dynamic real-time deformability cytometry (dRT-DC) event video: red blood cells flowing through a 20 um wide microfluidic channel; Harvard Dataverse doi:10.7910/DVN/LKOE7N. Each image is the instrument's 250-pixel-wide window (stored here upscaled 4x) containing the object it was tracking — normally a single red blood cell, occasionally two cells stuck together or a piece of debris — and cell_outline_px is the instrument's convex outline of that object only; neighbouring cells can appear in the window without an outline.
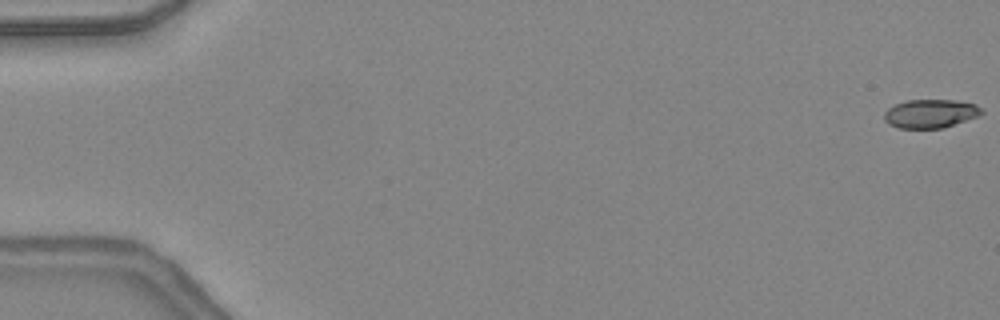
{"species": "common noctule bat (a hibernating species)", "species_latin": "Nyctalus noctula", "temperature_condition": "warm", "stored_images_in_passage": 48, "camera_frame_rate_fps": 3000, "um_per_image_px": 0.085, "animal": {"sex": "female", "body_mass_g": 24.6, "forearm_length_mm": 56.2}, "frame": {"image": 1, "passage_image": 1, "time_ms": 0.0, "image_size_px": [1000, 320], "cell_outline_px": [[984, 112], [976, 116], [944, 128], [900, 128], [888, 124], [884, 120], [884, 112], [888, 108], [896, 104], [908, 100], [956, 100], [976, 104]], "centroid_in_image_um": [79.06, 9.65], "position_along_channel_um": 5.9, "area_um2": 16.13}}
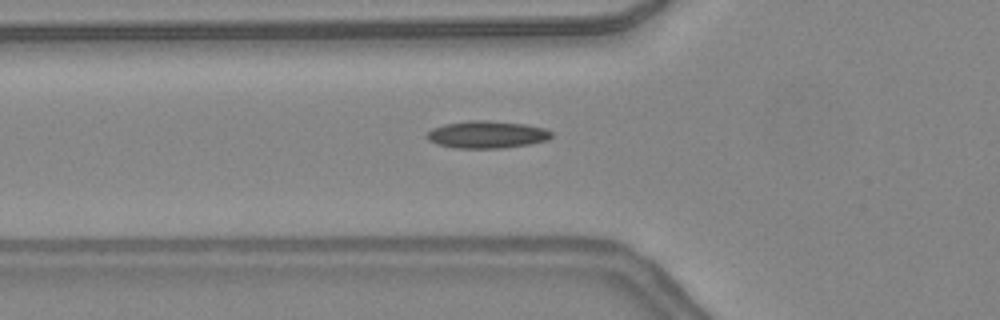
{"frame": {"image": 2, "passage_image": 18, "time_ms": 5.667, "image_size_px": [1000, 320], "cell_outline_px": [[552, 136], [548, 140], [528, 144], [504, 148], [456, 148], [436, 144], [428, 140], [424, 136], [432, 128], [444, 124], [468, 120], [488, 120], [524, 124], [544, 128], [552, 132]], "centroid_in_image_um": [41.35, 11.43], "position_along_channel_um": 84.4, "area_um2": 19.94}}
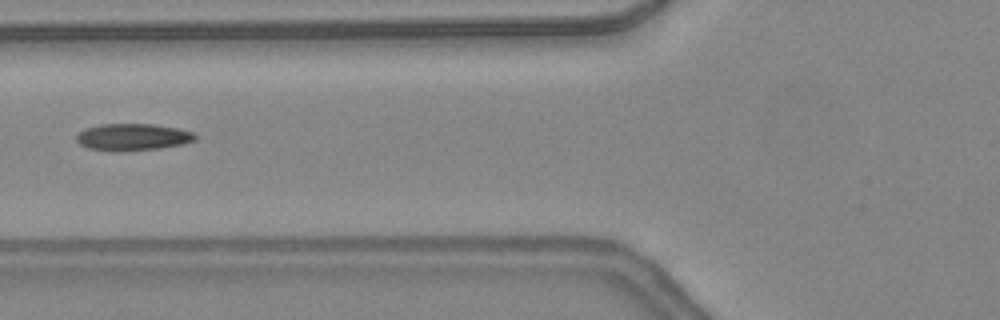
{"frame": {"image": 3, "passage_image": 20, "time_ms": 6.333, "image_size_px": [1000, 320], "cell_outline_px": [[196, 140], [184, 144], [160, 148], [112, 152], [88, 148], [80, 144], [76, 140], [76, 136], [84, 128], [100, 124], [152, 124], [176, 128], [192, 132], [196, 136]], "centroid_in_image_um": [11.25, 11.65], "position_along_channel_um": 114.5, "area_um2": 18.67}, "authors_computed_cell_mechanics": {"area_um2": 17.7735, "velocity_mm_per_s": 4.3933, "shape_relaxation_time_tau1_ms": null, "shape_relaxation_time_tau2_ms": 1.8855, "deformation_change_tau1": null, "deformation_change_tau2": 0.0885}}